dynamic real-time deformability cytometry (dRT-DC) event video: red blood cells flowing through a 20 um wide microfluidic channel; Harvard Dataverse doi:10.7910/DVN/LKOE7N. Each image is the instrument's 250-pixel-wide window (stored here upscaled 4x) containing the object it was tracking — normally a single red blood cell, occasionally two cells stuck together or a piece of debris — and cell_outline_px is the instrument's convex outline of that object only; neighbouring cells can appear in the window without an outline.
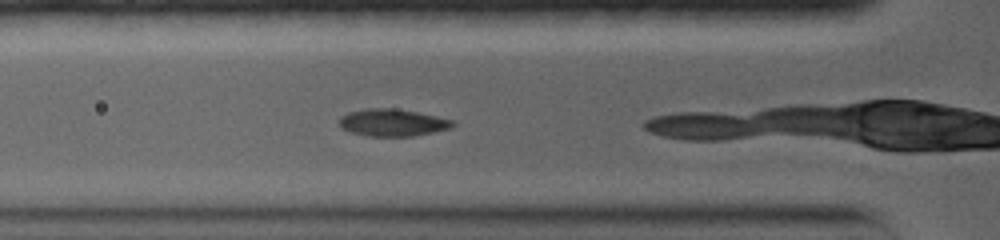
{"species": "common noctule bat (a hibernating species)", "species_latin": "Nyctalus noctula", "temperature_condition": "warm", "stored_images_in_passage": 45, "camera_frame_rate_fps": 5000, "um_per_image_px": 0.085, "animal": {"sex": "female", "body_mass_g": 19.0, "forearm_length_mm": 56.7}, "frame": {"image": 1, "passage_image": 7, "time_ms": 1.2, "image_size_px": [1000, 240], "cell_outline_px": [[456, 124], [452, 128], [412, 136], [372, 136], [352, 132], [340, 128], [340, 116], [348, 112], [368, 108], [396, 108], [436, 116], [452, 120]], "centroid_in_image_um": [33.36, 10.41], "position_along_channel_um": 92.4, "area_um2": 17.86}}
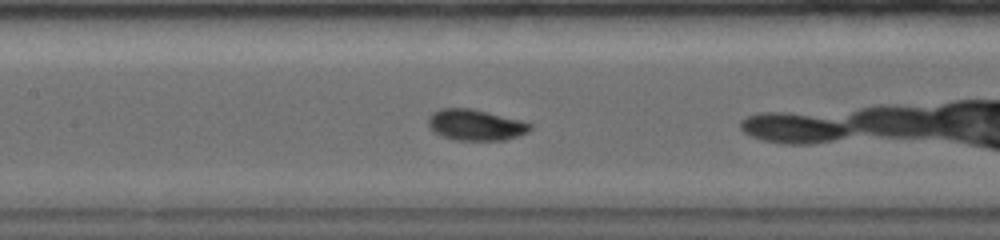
{"frame": {"image": 2, "passage_image": 13, "time_ms": 3.2, "image_size_px": [1000, 240], "cell_outline_px": [[532, 128], [528, 132], [504, 140], [456, 140], [444, 136], [436, 132], [428, 124], [428, 116], [432, 112], [440, 108], [472, 108], [524, 120], [532, 124]], "centroid_in_image_um": [40.46, 10.6], "position_along_channel_um": 166.9, "area_um2": 18.5}}
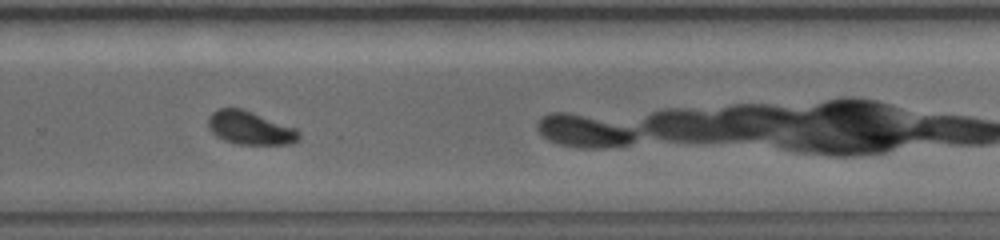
{"frame": {"image": 3, "passage_image": 25, "time_ms": 7.0, "image_size_px": [1000, 240], "cell_outline_px": [[300, 140], [292, 144], [236, 144], [224, 140], [216, 136], [208, 128], [208, 116], [216, 108], [240, 108], [252, 112], [296, 128], [300, 132]], "centroid_in_image_um": [21.25, 10.88], "position_along_channel_um": 308.6, "area_um2": 17.74}, "authors_computed_cell_mechanics": {"area_um2": 17.8602, "velocity_mm_per_s": 3.7398, "shape_relaxation_time_tau1_ms": 5.4755, "shape_relaxation_time_tau2_ms": null, "deformation_change_tau1": 0.1834, "deformation_change_tau2": null}}